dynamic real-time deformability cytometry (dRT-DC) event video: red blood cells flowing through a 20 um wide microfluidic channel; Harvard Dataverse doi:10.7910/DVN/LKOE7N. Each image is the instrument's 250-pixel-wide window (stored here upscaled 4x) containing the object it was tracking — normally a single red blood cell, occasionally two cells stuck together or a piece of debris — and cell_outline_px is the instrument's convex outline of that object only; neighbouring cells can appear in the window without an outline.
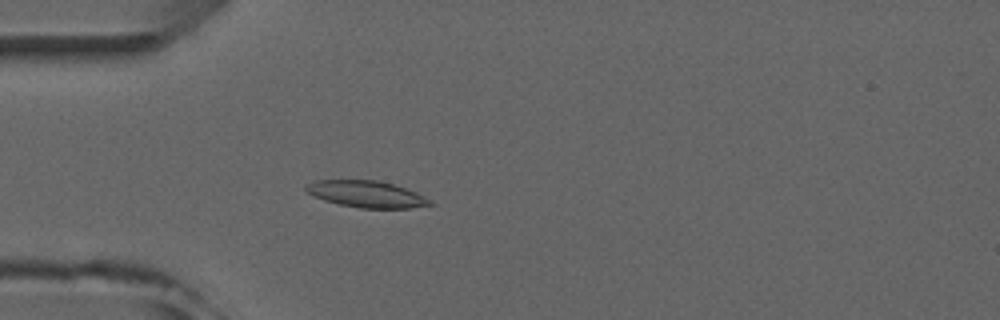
{"species": "common noctule bat (a hibernating species)", "species_latin": "Nyctalus noctula", "temperature_condition": "room temperature", "stored_images_in_passage": 4, "camera_frame_rate_fps": 3000, "um_per_image_px": 0.085, "animal": {"sex": "male", "forearm_length_mm": 52.5}, "frame": {"image": 1, "passage_image": 4, "time_ms": 3.333, "image_size_px": [1000, 320], "cell_outline_px": [[436, 204], [408, 208], [360, 208], [340, 204], [324, 200], [312, 196], [304, 188], [312, 180], [376, 180], [392, 184], [416, 192], [432, 200]], "centroid_in_image_um": [31.15, 16.5], "position_along_channel_um": 53.8, "area_um2": 19.19}}